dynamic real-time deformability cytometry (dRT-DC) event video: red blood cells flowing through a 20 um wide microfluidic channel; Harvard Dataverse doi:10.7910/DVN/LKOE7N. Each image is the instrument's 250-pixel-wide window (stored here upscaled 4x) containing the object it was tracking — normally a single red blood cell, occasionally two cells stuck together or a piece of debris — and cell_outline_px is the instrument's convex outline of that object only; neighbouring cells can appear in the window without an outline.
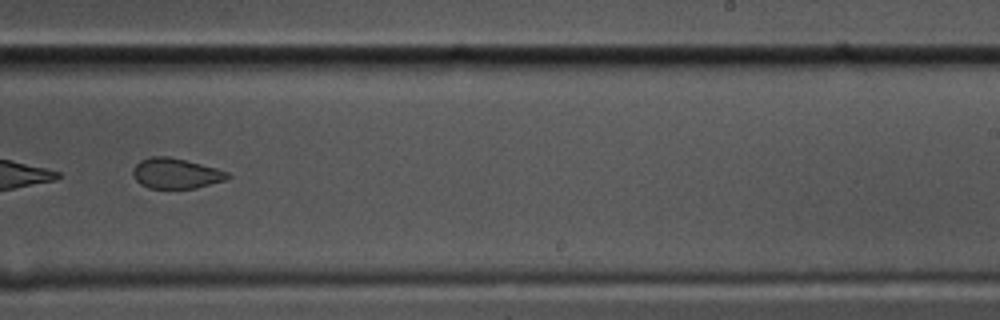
{"species": "common noctule bat (a hibernating species)", "species_latin": "Nyctalus noctula", "temperature_condition": "cold", "stored_images_in_passage": 50, "segment_of_instrument_passage": [2, 2], "camera_frame_rate_fps": 3000, "um_per_image_px": 0.085, "animal": {"sex": "male", "body_mass_g": 17.5, "forearm_length_mm": 52.3}, "frame": {"image": 1, "passage_image": 30, "time_ms": 9.667, "image_size_px": [1000, 320], "cell_outline_px": [[232, 176], [224, 180], [196, 188], [148, 188], [140, 184], [136, 180], [132, 172], [132, 168], [140, 160], [152, 156], [168, 156], [216, 168], [228, 172]], "centroid_in_image_um": [14.92, 14.74], "position_along_channel_um": 274.1, "area_um2": 16.65}}
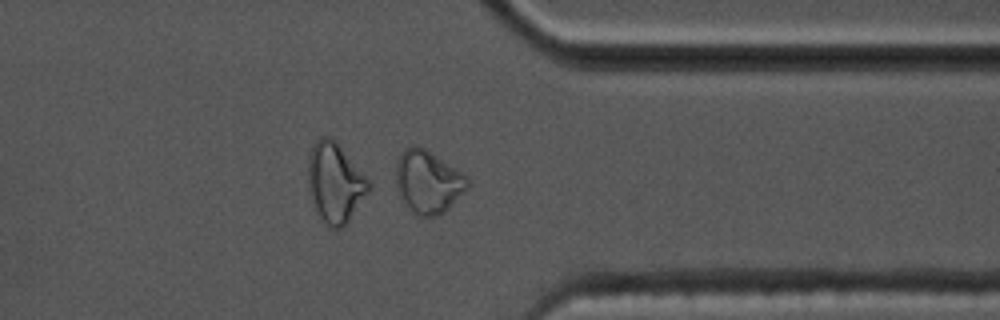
{"frame": {"image": 2, "passage_image": 39, "time_ms": 12.667, "image_size_px": [1000, 320], "cell_outline_px": [[468, 188], [444, 212], [436, 216], [420, 216], [404, 204], [396, 184], [396, 164], [404, 148], [412, 144], [420, 144], [460, 172], [468, 180]], "centroid_in_image_um": [36.35, 15.43], "position_along_channel_um": 375.0, "area_um2": 25.89}}